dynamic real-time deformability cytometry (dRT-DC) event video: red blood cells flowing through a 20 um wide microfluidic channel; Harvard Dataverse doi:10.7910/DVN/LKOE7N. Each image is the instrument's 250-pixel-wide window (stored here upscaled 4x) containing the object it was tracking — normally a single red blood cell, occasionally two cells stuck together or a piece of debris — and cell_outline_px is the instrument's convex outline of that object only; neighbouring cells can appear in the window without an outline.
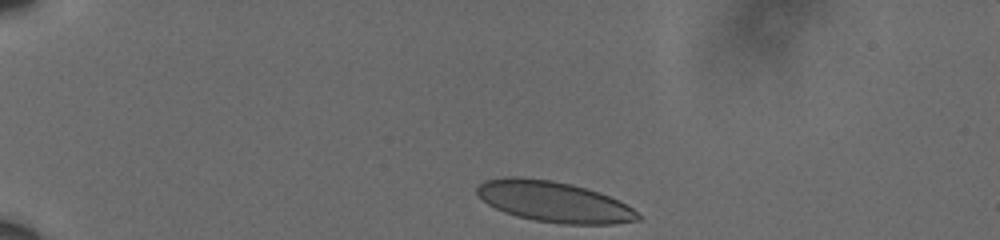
{"species": "human", "species_latin": "Homo sapiens", "temperature_condition": "cold", "stored_images_in_passage": 11, "camera_frame_rate_fps": 3000, "um_per_image_px": 0.085, "donor": {"sex": "male"}, "frame": {"image": 1, "passage_image": 1, "time_ms": 0.0, "image_size_px": [1000, 240], "cell_outline_px": [[640, 220], [612, 224], [560, 224], [536, 220], [516, 216], [504, 212], [488, 204], [476, 192], [476, 188], [484, 180], [512, 176], [516, 176], [552, 180], [572, 184], [588, 188], [600, 192], [632, 208], [640, 216]], "centroid_in_image_um": [47.07, 17.14], "position_along_channel_um": 37.9, "area_um2": 38.03}}
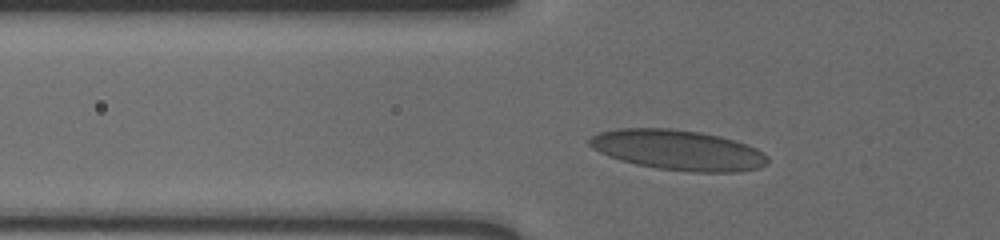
{"frame": {"image": 2, "passage_image": 8, "time_ms": 2.333, "image_size_px": [1000, 240], "cell_outline_px": [[768, 164], [760, 168], [740, 172], [692, 172], [656, 168], [636, 164], [620, 160], [608, 156], [592, 148], [588, 144], [588, 140], [592, 136], [600, 132], [616, 128], [668, 128], [700, 132], [720, 136], [756, 148], [768, 156]], "centroid_in_image_um": [57.63, 12.76], "position_along_channel_um": 68.2, "area_um2": 41.85}}
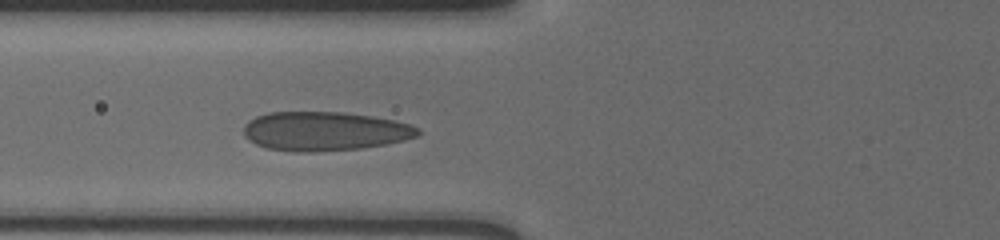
{"frame": {"image": 3, "passage_image": 11, "time_ms": 3.333, "image_size_px": [1000, 240], "cell_outline_px": [[420, 132], [416, 136], [404, 140], [384, 144], [360, 148], [312, 152], [292, 152], [268, 148], [256, 144], [248, 140], [244, 136], [244, 124], [248, 120], [256, 116], [268, 112], [340, 112], [372, 116], [392, 120], [408, 124], [420, 128]], "centroid_in_image_um": [27.54, 11.15], "position_along_channel_um": 98.3, "area_um2": 39.59}}